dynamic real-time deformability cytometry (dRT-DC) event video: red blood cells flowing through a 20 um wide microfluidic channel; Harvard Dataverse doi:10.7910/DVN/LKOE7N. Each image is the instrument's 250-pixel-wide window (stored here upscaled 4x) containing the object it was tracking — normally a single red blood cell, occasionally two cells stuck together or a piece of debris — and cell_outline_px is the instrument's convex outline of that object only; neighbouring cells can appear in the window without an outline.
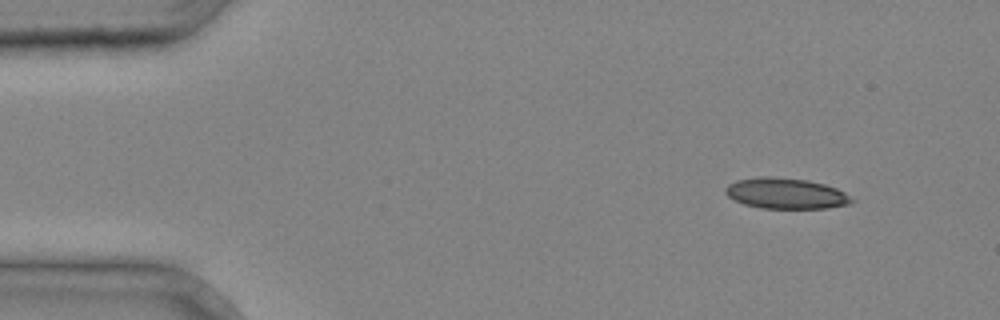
{"species": "common noctule bat (a hibernating species)", "species_latin": "Nyctalus noctula", "temperature_condition": "cold", "stored_images_in_passage": 3, "camera_frame_rate_fps": 3000, "um_per_image_px": 0.085, "animal": {"sex": "male", "body_mass_g": 20.4}, "frame": {"image": 1, "passage_image": 1, "time_ms": 0.0, "image_size_px": [1000, 320], "cell_outline_px": [[856, 200], [852, 204], [828, 208], [760, 208], [744, 204], [728, 196], [724, 192], [724, 188], [728, 184], [736, 180], [760, 176], [768, 176], [808, 180], [824, 184], [836, 188], [844, 192]], "centroid_in_image_um": [66.81, 16.44], "position_along_channel_um": 18.2, "area_um2": 22.77}}
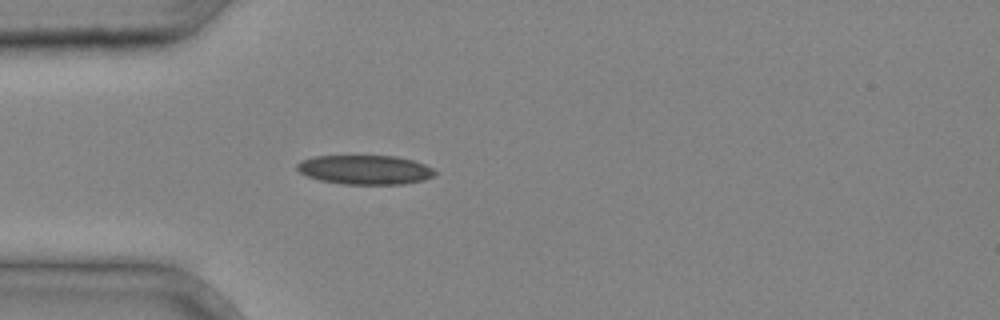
{"frame": {"image": 2, "passage_image": 3, "time_ms": 0.667, "image_size_px": [1000, 320], "cell_outline_px": [[436, 172], [432, 176], [424, 180], [404, 184], [344, 184], [320, 180], [308, 176], [300, 172], [296, 168], [296, 164], [300, 160], [312, 156], [396, 156], [412, 160], [424, 164], [432, 168]], "centroid_in_image_um": [31.0, 14.42], "position_along_channel_um": 54.0, "area_um2": 23.47}}